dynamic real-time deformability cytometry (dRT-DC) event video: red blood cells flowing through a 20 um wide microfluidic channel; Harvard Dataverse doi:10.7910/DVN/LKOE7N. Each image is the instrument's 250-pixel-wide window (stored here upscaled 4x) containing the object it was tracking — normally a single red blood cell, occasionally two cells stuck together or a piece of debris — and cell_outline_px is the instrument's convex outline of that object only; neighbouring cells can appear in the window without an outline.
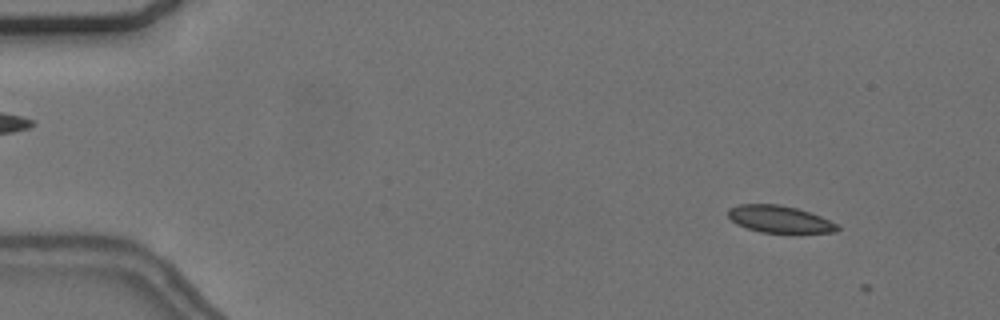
{"species": "common noctule bat (a hibernating species)", "species_latin": "Nyctalus noctula", "temperature_condition": "cold", "stored_images_in_passage": 5, "camera_frame_rate_fps": 3000, "um_per_image_px": 0.085, "animal": {"sex": "female", "body_mass_g": 24.6, "forearm_length_mm": 56.2}, "frame": {"image": 1, "passage_image": 3, "time_ms": 0.667, "image_size_px": [1000, 320], "cell_outline_px": [[840, 228], [836, 232], [800, 236], [760, 232], [736, 224], [728, 216], [728, 208], [740, 204], [780, 204], [796, 208], [820, 216], [840, 224]], "centroid_in_image_um": [66.36, 18.69], "position_along_channel_um": 18.6, "area_um2": 18.21}}